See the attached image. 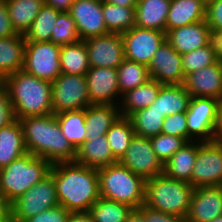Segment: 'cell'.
<instances>
[{"instance_id": "ba28073f", "label": "cell", "mask_w": 222, "mask_h": 222, "mask_svg": "<svg viewBox=\"0 0 222 222\" xmlns=\"http://www.w3.org/2000/svg\"><path fill=\"white\" fill-rule=\"evenodd\" d=\"M51 85L54 115L86 109L91 105L85 75L61 73Z\"/></svg>"}, {"instance_id": "7a4b0ae2", "label": "cell", "mask_w": 222, "mask_h": 222, "mask_svg": "<svg viewBox=\"0 0 222 222\" xmlns=\"http://www.w3.org/2000/svg\"><path fill=\"white\" fill-rule=\"evenodd\" d=\"M19 122L28 153L51 165L75 160L76 149L62 134L56 115L29 116Z\"/></svg>"}, {"instance_id": "5bb4252c", "label": "cell", "mask_w": 222, "mask_h": 222, "mask_svg": "<svg viewBox=\"0 0 222 222\" xmlns=\"http://www.w3.org/2000/svg\"><path fill=\"white\" fill-rule=\"evenodd\" d=\"M88 53L90 67L115 68L123 62L124 42L121 34L107 33L83 40Z\"/></svg>"}, {"instance_id": "cb8c5ba5", "label": "cell", "mask_w": 222, "mask_h": 222, "mask_svg": "<svg viewBox=\"0 0 222 222\" xmlns=\"http://www.w3.org/2000/svg\"><path fill=\"white\" fill-rule=\"evenodd\" d=\"M27 153L23 130L18 119L0 128V170Z\"/></svg>"}, {"instance_id": "2e32d148", "label": "cell", "mask_w": 222, "mask_h": 222, "mask_svg": "<svg viewBox=\"0 0 222 222\" xmlns=\"http://www.w3.org/2000/svg\"><path fill=\"white\" fill-rule=\"evenodd\" d=\"M80 40L109 33L102 12V0H75L69 12Z\"/></svg>"}, {"instance_id": "f907efd6", "label": "cell", "mask_w": 222, "mask_h": 222, "mask_svg": "<svg viewBox=\"0 0 222 222\" xmlns=\"http://www.w3.org/2000/svg\"><path fill=\"white\" fill-rule=\"evenodd\" d=\"M213 141L222 143V100L218 104Z\"/></svg>"}, {"instance_id": "6da1fadb", "label": "cell", "mask_w": 222, "mask_h": 222, "mask_svg": "<svg viewBox=\"0 0 222 222\" xmlns=\"http://www.w3.org/2000/svg\"><path fill=\"white\" fill-rule=\"evenodd\" d=\"M50 173L54 178L59 205L69 212L89 211L100 198L98 170L72 162L53 164Z\"/></svg>"}, {"instance_id": "ee69618b", "label": "cell", "mask_w": 222, "mask_h": 222, "mask_svg": "<svg viewBox=\"0 0 222 222\" xmlns=\"http://www.w3.org/2000/svg\"><path fill=\"white\" fill-rule=\"evenodd\" d=\"M15 120L13 107L11 106L7 87L3 79H0V128L5 127Z\"/></svg>"}, {"instance_id": "c3c4849f", "label": "cell", "mask_w": 222, "mask_h": 222, "mask_svg": "<svg viewBox=\"0 0 222 222\" xmlns=\"http://www.w3.org/2000/svg\"><path fill=\"white\" fill-rule=\"evenodd\" d=\"M208 46L218 61L222 60V30L209 28Z\"/></svg>"}, {"instance_id": "7bdbcfd3", "label": "cell", "mask_w": 222, "mask_h": 222, "mask_svg": "<svg viewBox=\"0 0 222 222\" xmlns=\"http://www.w3.org/2000/svg\"><path fill=\"white\" fill-rule=\"evenodd\" d=\"M145 222H187L186 218L171 213L155 210L145 204L136 209Z\"/></svg>"}, {"instance_id": "83f0119b", "label": "cell", "mask_w": 222, "mask_h": 222, "mask_svg": "<svg viewBox=\"0 0 222 222\" xmlns=\"http://www.w3.org/2000/svg\"><path fill=\"white\" fill-rule=\"evenodd\" d=\"M25 45L22 34L0 37V79L23 69Z\"/></svg>"}, {"instance_id": "3957f363", "label": "cell", "mask_w": 222, "mask_h": 222, "mask_svg": "<svg viewBox=\"0 0 222 222\" xmlns=\"http://www.w3.org/2000/svg\"><path fill=\"white\" fill-rule=\"evenodd\" d=\"M15 119L53 114L52 85L23 69L4 79Z\"/></svg>"}, {"instance_id": "e0dca14e", "label": "cell", "mask_w": 222, "mask_h": 222, "mask_svg": "<svg viewBox=\"0 0 222 222\" xmlns=\"http://www.w3.org/2000/svg\"><path fill=\"white\" fill-rule=\"evenodd\" d=\"M151 79L159 83L184 84L185 75L182 68V56L167 40L161 44L148 65Z\"/></svg>"}, {"instance_id": "60d3db41", "label": "cell", "mask_w": 222, "mask_h": 222, "mask_svg": "<svg viewBox=\"0 0 222 222\" xmlns=\"http://www.w3.org/2000/svg\"><path fill=\"white\" fill-rule=\"evenodd\" d=\"M153 151L164 165L187 141L182 137L160 133L150 137Z\"/></svg>"}, {"instance_id": "11a10c76", "label": "cell", "mask_w": 222, "mask_h": 222, "mask_svg": "<svg viewBox=\"0 0 222 222\" xmlns=\"http://www.w3.org/2000/svg\"><path fill=\"white\" fill-rule=\"evenodd\" d=\"M126 222H145V221L142 215L136 209H133L132 212L128 215Z\"/></svg>"}, {"instance_id": "9c48e42d", "label": "cell", "mask_w": 222, "mask_h": 222, "mask_svg": "<svg viewBox=\"0 0 222 222\" xmlns=\"http://www.w3.org/2000/svg\"><path fill=\"white\" fill-rule=\"evenodd\" d=\"M60 50L53 42L26 41L23 70L52 83L62 73Z\"/></svg>"}, {"instance_id": "f35d334b", "label": "cell", "mask_w": 222, "mask_h": 222, "mask_svg": "<svg viewBox=\"0 0 222 222\" xmlns=\"http://www.w3.org/2000/svg\"><path fill=\"white\" fill-rule=\"evenodd\" d=\"M80 41L75 21L68 12H61L52 30L50 42L63 46Z\"/></svg>"}, {"instance_id": "7c38bea8", "label": "cell", "mask_w": 222, "mask_h": 222, "mask_svg": "<svg viewBox=\"0 0 222 222\" xmlns=\"http://www.w3.org/2000/svg\"><path fill=\"white\" fill-rule=\"evenodd\" d=\"M124 42V57L127 60L148 66L166 41V32L134 26L121 34Z\"/></svg>"}, {"instance_id": "b9f144b4", "label": "cell", "mask_w": 222, "mask_h": 222, "mask_svg": "<svg viewBox=\"0 0 222 222\" xmlns=\"http://www.w3.org/2000/svg\"><path fill=\"white\" fill-rule=\"evenodd\" d=\"M161 133L182 137L188 142L186 113H176L166 116L163 121Z\"/></svg>"}, {"instance_id": "9a60e30c", "label": "cell", "mask_w": 222, "mask_h": 222, "mask_svg": "<svg viewBox=\"0 0 222 222\" xmlns=\"http://www.w3.org/2000/svg\"><path fill=\"white\" fill-rule=\"evenodd\" d=\"M85 77L90 104L119 106L122 95L118 86L117 69L90 67Z\"/></svg>"}, {"instance_id": "4316f807", "label": "cell", "mask_w": 222, "mask_h": 222, "mask_svg": "<svg viewBox=\"0 0 222 222\" xmlns=\"http://www.w3.org/2000/svg\"><path fill=\"white\" fill-rule=\"evenodd\" d=\"M119 106L91 104L85 109L86 140L105 136L120 117Z\"/></svg>"}, {"instance_id": "30bf717a", "label": "cell", "mask_w": 222, "mask_h": 222, "mask_svg": "<svg viewBox=\"0 0 222 222\" xmlns=\"http://www.w3.org/2000/svg\"><path fill=\"white\" fill-rule=\"evenodd\" d=\"M220 100L207 97H191L186 112L188 142L213 141L217 108Z\"/></svg>"}, {"instance_id": "1f68e13d", "label": "cell", "mask_w": 222, "mask_h": 222, "mask_svg": "<svg viewBox=\"0 0 222 222\" xmlns=\"http://www.w3.org/2000/svg\"><path fill=\"white\" fill-rule=\"evenodd\" d=\"M62 134L77 150L85 141L87 129L85 126V109L66 111L56 115Z\"/></svg>"}, {"instance_id": "ffe728a7", "label": "cell", "mask_w": 222, "mask_h": 222, "mask_svg": "<svg viewBox=\"0 0 222 222\" xmlns=\"http://www.w3.org/2000/svg\"><path fill=\"white\" fill-rule=\"evenodd\" d=\"M209 26L205 21L166 30L167 42L181 55L208 45Z\"/></svg>"}, {"instance_id": "f1b7e54d", "label": "cell", "mask_w": 222, "mask_h": 222, "mask_svg": "<svg viewBox=\"0 0 222 222\" xmlns=\"http://www.w3.org/2000/svg\"><path fill=\"white\" fill-rule=\"evenodd\" d=\"M162 85L154 79H149L141 86L124 93L119 104L120 115L129 117L132 113L149 107L155 102Z\"/></svg>"}, {"instance_id": "484cf974", "label": "cell", "mask_w": 222, "mask_h": 222, "mask_svg": "<svg viewBox=\"0 0 222 222\" xmlns=\"http://www.w3.org/2000/svg\"><path fill=\"white\" fill-rule=\"evenodd\" d=\"M198 153V141H189L163 165V174L169 178L189 182Z\"/></svg>"}, {"instance_id": "816d5d0a", "label": "cell", "mask_w": 222, "mask_h": 222, "mask_svg": "<svg viewBox=\"0 0 222 222\" xmlns=\"http://www.w3.org/2000/svg\"><path fill=\"white\" fill-rule=\"evenodd\" d=\"M44 1L46 5L54 7L57 11L69 12L72 3L75 0H44Z\"/></svg>"}, {"instance_id": "d590c367", "label": "cell", "mask_w": 222, "mask_h": 222, "mask_svg": "<svg viewBox=\"0 0 222 222\" xmlns=\"http://www.w3.org/2000/svg\"><path fill=\"white\" fill-rule=\"evenodd\" d=\"M117 72L121 95L151 79L148 66L127 59L118 66Z\"/></svg>"}, {"instance_id": "d6a6232c", "label": "cell", "mask_w": 222, "mask_h": 222, "mask_svg": "<svg viewBox=\"0 0 222 222\" xmlns=\"http://www.w3.org/2000/svg\"><path fill=\"white\" fill-rule=\"evenodd\" d=\"M102 12L110 33L123 34L135 26V7H122L102 1Z\"/></svg>"}, {"instance_id": "7402d4cb", "label": "cell", "mask_w": 222, "mask_h": 222, "mask_svg": "<svg viewBox=\"0 0 222 222\" xmlns=\"http://www.w3.org/2000/svg\"><path fill=\"white\" fill-rule=\"evenodd\" d=\"M74 161L96 169L118 162L111 152L106 136L91 137V140H86L76 150Z\"/></svg>"}, {"instance_id": "f5cc1de1", "label": "cell", "mask_w": 222, "mask_h": 222, "mask_svg": "<svg viewBox=\"0 0 222 222\" xmlns=\"http://www.w3.org/2000/svg\"><path fill=\"white\" fill-rule=\"evenodd\" d=\"M67 222H94L89 211L70 212Z\"/></svg>"}, {"instance_id": "ab89813d", "label": "cell", "mask_w": 222, "mask_h": 222, "mask_svg": "<svg viewBox=\"0 0 222 222\" xmlns=\"http://www.w3.org/2000/svg\"><path fill=\"white\" fill-rule=\"evenodd\" d=\"M181 56L182 68L185 77L195 71L215 64L218 61L214 55V52L209 48L208 45L197 48Z\"/></svg>"}, {"instance_id": "836d02e7", "label": "cell", "mask_w": 222, "mask_h": 222, "mask_svg": "<svg viewBox=\"0 0 222 222\" xmlns=\"http://www.w3.org/2000/svg\"><path fill=\"white\" fill-rule=\"evenodd\" d=\"M111 152L117 161L126 153L132 138L135 136L132 123L128 117L120 116L105 135Z\"/></svg>"}, {"instance_id": "bcb514c9", "label": "cell", "mask_w": 222, "mask_h": 222, "mask_svg": "<svg viewBox=\"0 0 222 222\" xmlns=\"http://www.w3.org/2000/svg\"><path fill=\"white\" fill-rule=\"evenodd\" d=\"M206 22L210 28L222 30V0H216L206 6Z\"/></svg>"}, {"instance_id": "8992f818", "label": "cell", "mask_w": 222, "mask_h": 222, "mask_svg": "<svg viewBox=\"0 0 222 222\" xmlns=\"http://www.w3.org/2000/svg\"><path fill=\"white\" fill-rule=\"evenodd\" d=\"M51 166L43 158L25 154L0 170V193L12 203L45 178L50 173Z\"/></svg>"}, {"instance_id": "4fadbf2b", "label": "cell", "mask_w": 222, "mask_h": 222, "mask_svg": "<svg viewBox=\"0 0 222 222\" xmlns=\"http://www.w3.org/2000/svg\"><path fill=\"white\" fill-rule=\"evenodd\" d=\"M119 162L145 180L163 174V164L153 151L148 137L135 135Z\"/></svg>"}, {"instance_id": "4dcf8cb0", "label": "cell", "mask_w": 222, "mask_h": 222, "mask_svg": "<svg viewBox=\"0 0 222 222\" xmlns=\"http://www.w3.org/2000/svg\"><path fill=\"white\" fill-rule=\"evenodd\" d=\"M59 59L62 73L85 75L90 69L87 47L83 40L61 46Z\"/></svg>"}, {"instance_id": "44dd1931", "label": "cell", "mask_w": 222, "mask_h": 222, "mask_svg": "<svg viewBox=\"0 0 222 222\" xmlns=\"http://www.w3.org/2000/svg\"><path fill=\"white\" fill-rule=\"evenodd\" d=\"M171 0H137L135 26L166 32Z\"/></svg>"}, {"instance_id": "681fc988", "label": "cell", "mask_w": 222, "mask_h": 222, "mask_svg": "<svg viewBox=\"0 0 222 222\" xmlns=\"http://www.w3.org/2000/svg\"><path fill=\"white\" fill-rule=\"evenodd\" d=\"M11 202L0 193V222H12Z\"/></svg>"}, {"instance_id": "ac0fdd59", "label": "cell", "mask_w": 222, "mask_h": 222, "mask_svg": "<svg viewBox=\"0 0 222 222\" xmlns=\"http://www.w3.org/2000/svg\"><path fill=\"white\" fill-rule=\"evenodd\" d=\"M222 215V186L194 188L187 222H210Z\"/></svg>"}, {"instance_id": "f6af8a7d", "label": "cell", "mask_w": 222, "mask_h": 222, "mask_svg": "<svg viewBox=\"0 0 222 222\" xmlns=\"http://www.w3.org/2000/svg\"><path fill=\"white\" fill-rule=\"evenodd\" d=\"M70 212L58 205L31 217L24 222H67Z\"/></svg>"}, {"instance_id": "e575fe53", "label": "cell", "mask_w": 222, "mask_h": 222, "mask_svg": "<svg viewBox=\"0 0 222 222\" xmlns=\"http://www.w3.org/2000/svg\"><path fill=\"white\" fill-rule=\"evenodd\" d=\"M60 13L54 7L44 4L25 33V41L50 42L52 30Z\"/></svg>"}, {"instance_id": "6f0895ef", "label": "cell", "mask_w": 222, "mask_h": 222, "mask_svg": "<svg viewBox=\"0 0 222 222\" xmlns=\"http://www.w3.org/2000/svg\"><path fill=\"white\" fill-rule=\"evenodd\" d=\"M202 1L207 6L209 3L216 1V0H202Z\"/></svg>"}, {"instance_id": "277c9868", "label": "cell", "mask_w": 222, "mask_h": 222, "mask_svg": "<svg viewBox=\"0 0 222 222\" xmlns=\"http://www.w3.org/2000/svg\"><path fill=\"white\" fill-rule=\"evenodd\" d=\"M98 170L100 197L139 208L145 202L146 180L119 161Z\"/></svg>"}, {"instance_id": "5b68a950", "label": "cell", "mask_w": 222, "mask_h": 222, "mask_svg": "<svg viewBox=\"0 0 222 222\" xmlns=\"http://www.w3.org/2000/svg\"><path fill=\"white\" fill-rule=\"evenodd\" d=\"M194 187L189 183L157 175L146 180L144 204L164 213L186 218Z\"/></svg>"}, {"instance_id": "9f6ffc18", "label": "cell", "mask_w": 222, "mask_h": 222, "mask_svg": "<svg viewBox=\"0 0 222 222\" xmlns=\"http://www.w3.org/2000/svg\"><path fill=\"white\" fill-rule=\"evenodd\" d=\"M210 222H222V215L219 216V217H217V218H215V219H213V220L210 221Z\"/></svg>"}, {"instance_id": "f546056e", "label": "cell", "mask_w": 222, "mask_h": 222, "mask_svg": "<svg viewBox=\"0 0 222 222\" xmlns=\"http://www.w3.org/2000/svg\"><path fill=\"white\" fill-rule=\"evenodd\" d=\"M44 4V0H6L9 18L17 34L25 35Z\"/></svg>"}, {"instance_id": "db71d44e", "label": "cell", "mask_w": 222, "mask_h": 222, "mask_svg": "<svg viewBox=\"0 0 222 222\" xmlns=\"http://www.w3.org/2000/svg\"><path fill=\"white\" fill-rule=\"evenodd\" d=\"M122 7H135L137 0H102Z\"/></svg>"}, {"instance_id": "7dc6e473", "label": "cell", "mask_w": 222, "mask_h": 222, "mask_svg": "<svg viewBox=\"0 0 222 222\" xmlns=\"http://www.w3.org/2000/svg\"><path fill=\"white\" fill-rule=\"evenodd\" d=\"M17 35L9 18L6 0H0V37Z\"/></svg>"}, {"instance_id": "52a82bcc", "label": "cell", "mask_w": 222, "mask_h": 222, "mask_svg": "<svg viewBox=\"0 0 222 222\" xmlns=\"http://www.w3.org/2000/svg\"><path fill=\"white\" fill-rule=\"evenodd\" d=\"M12 222H24L42 211L59 205L52 174L32 186L11 203Z\"/></svg>"}, {"instance_id": "74e56055", "label": "cell", "mask_w": 222, "mask_h": 222, "mask_svg": "<svg viewBox=\"0 0 222 222\" xmlns=\"http://www.w3.org/2000/svg\"><path fill=\"white\" fill-rule=\"evenodd\" d=\"M133 208L100 197L89 209L94 222H126Z\"/></svg>"}, {"instance_id": "8fae6325", "label": "cell", "mask_w": 222, "mask_h": 222, "mask_svg": "<svg viewBox=\"0 0 222 222\" xmlns=\"http://www.w3.org/2000/svg\"><path fill=\"white\" fill-rule=\"evenodd\" d=\"M191 185L194 188L222 185V143L198 141Z\"/></svg>"}, {"instance_id": "d6986e66", "label": "cell", "mask_w": 222, "mask_h": 222, "mask_svg": "<svg viewBox=\"0 0 222 222\" xmlns=\"http://www.w3.org/2000/svg\"><path fill=\"white\" fill-rule=\"evenodd\" d=\"M183 85L191 97H207L221 101L222 65L220 61L187 75Z\"/></svg>"}, {"instance_id": "8d00e7d4", "label": "cell", "mask_w": 222, "mask_h": 222, "mask_svg": "<svg viewBox=\"0 0 222 222\" xmlns=\"http://www.w3.org/2000/svg\"><path fill=\"white\" fill-rule=\"evenodd\" d=\"M132 123L135 135L153 137L161 133L164 116L154 108H143L128 117Z\"/></svg>"}, {"instance_id": "d4e9b609", "label": "cell", "mask_w": 222, "mask_h": 222, "mask_svg": "<svg viewBox=\"0 0 222 222\" xmlns=\"http://www.w3.org/2000/svg\"><path fill=\"white\" fill-rule=\"evenodd\" d=\"M206 20V5L202 0H171L166 30Z\"/></svg>"}, {"instance_id": "603a6c76", "label": "cell", "mask_w": 222, "mask_h": 222, "mask_svg": "<svg viewBox=\"0 0 222 222\" xmlns=\"http://www.w3.org/2000/svg\"><path fill=\"white\" fill-rule=\"evenodd\" d=\"M191 100L183 84H166L160 87L157 98L149 108L158 110L164 117L186 113Z\"/></svg>"}]
</instances>
